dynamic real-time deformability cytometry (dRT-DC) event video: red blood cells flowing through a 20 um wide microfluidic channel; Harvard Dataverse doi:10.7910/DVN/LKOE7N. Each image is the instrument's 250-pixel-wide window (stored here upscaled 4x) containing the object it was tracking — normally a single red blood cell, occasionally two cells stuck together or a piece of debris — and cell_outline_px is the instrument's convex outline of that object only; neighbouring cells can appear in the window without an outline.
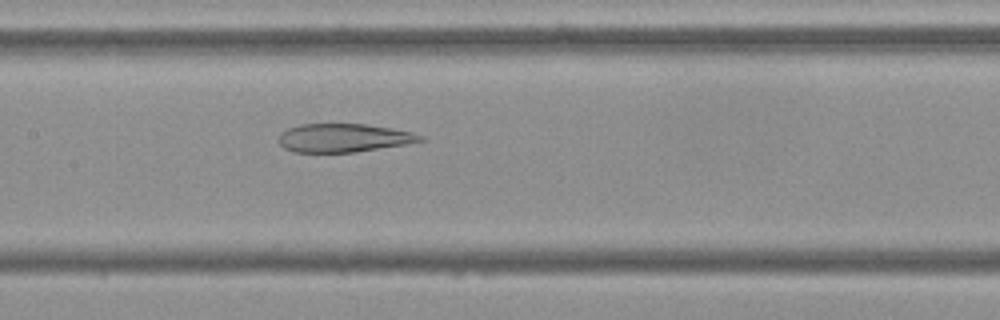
{"species": "Egyptian fruit bat (a non-hibernating species)", "species_latin": "Rousettus aegyptiacus", "temperature_condition": "cold", "stored_images_in_passage": 54, "camera_frame_rate_fps": 3000, "um_per_image_px": 0.085, "frame": {"image": 1, "passage_image": 26, "time_ms": 8.333, "image_size_px": [1000, 320], "cell_outline_px": [[428, 140], [356, 152], [292, 152], [284, 148], [276, 140], [280, 132], [288, 128], [300, 124], [364, 124], [392, 128], [412, 132], [424, 136]], "centroid_in_image_um": [29.18, 11.72], "position_along_channel_um": 178.2, "area_um2": 23.64}}
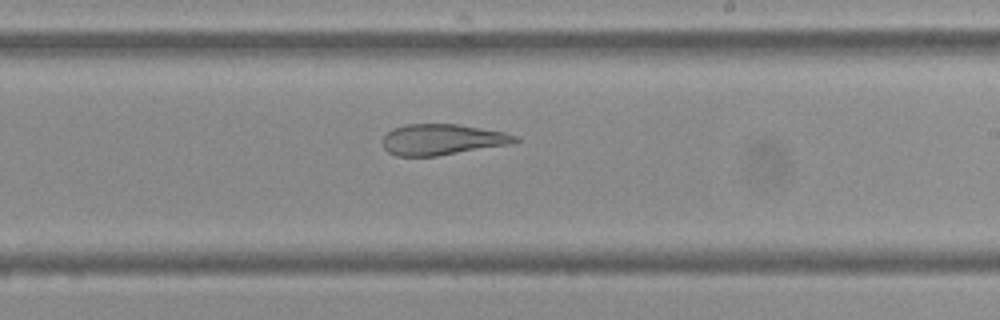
{"frame": {"image": 2, "passage_image": 32, "time_ms": 10.333, "image_size_px": [1000, 320], "cell_outline_px": [[520, 140], [516, 144], [436, 156], [396, 156], [388, 152], [384, 148], [384, 136], [392, 128], [404, 124], [456, 124], [504, 132], [520, 136]], "centroid_in_image_um": [37.65, 11.86], "position_along_channel_um": 251.3, "area_um2": 24.1}}
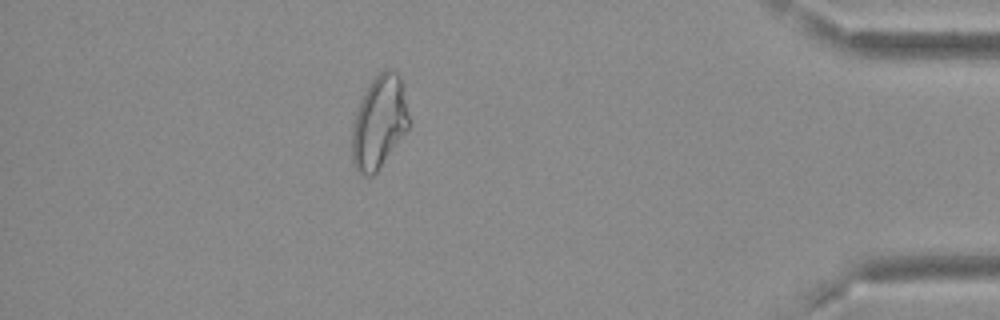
{"frame": {"image": 3, "passage_image": 48, "time_ms": 15.667, "image_size_px": [1000, 320], "cell_outline_px": [[408, 128], [376, 172], [372, 176], [360, 176], [352, 160], [352, 128], [360, 100], [368, 84], [384, 68], [392, 68], [400, 76], [408, 116]], "centroid_in_image_um": [32.19, 10.38], "position_along_channel_um": 403.0, "area_um2": 30.35}}